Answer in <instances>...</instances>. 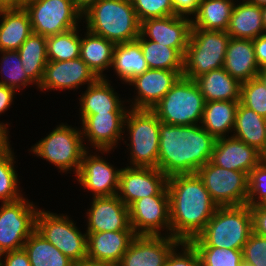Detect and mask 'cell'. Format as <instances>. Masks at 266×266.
<instances>
[{
    "label": "cell",
    "mask_w": 266,
    "mask_h": 266,
    "mask_svg": "<svg viewBox=\"0 0 266 266\" xmlns=\"http://www.w3.org/2000/svg\"><path fill=\"white\" fill-rule=\"evenodd\" d=\"M9 131H7L1 124H0V151L5 148L10 142L8 137Z\"/></svg>",
    "instance_id": "11a10c76"
},
{
    "label": "cell",
    "mask_w": 266,
    "mask_h": 266,
    "mask_svg": "<svg viewBox=\"0 0 266 266\" xmlns=\"http://www.w3.org/2000/svg\"><path fill=\"white\" fill-rule=\"evenodd\" d=\"M129 215L130 225L136 235L161 236V231L166 230L171 236L167 185L157 195L135 201L129 207Z\"/></svg>",
    "instance_id": "4fadbf2b"
},
{
    "label": "cell",
    "mask_w": 266,
    "mask_h": 266,
    "mask_svg": "<svg viewBox=\"0 0 266 266\" xmlns=\"http://www.w3.org/2000/svg\"><path fill=\"white\" fill-rule=\"evenodd\" d=\"M239 102L266 119V87L258 77L242 82Z\"/></svg>",
    "instance_id": "60d3db41"
},
{
    "label": "cell",
    "mask_w": 266,
    "mask_h": 266,
    "mask_svg": "<svg viewBox=\"0 0 266 266\" xmlns=\"http://www.w3.org/2000/svg\"><path fill=\"white\" fill-rule=\"evenodd\" d=\"M191 19L178 15L148 19L141 22L140 34L151 41L175 48L182 56L188 47Z\"/></svg>",
    "instance_id": "44dd1931"
},
{
    "label": "cell",
    "mask_w": 266,
    "mask_h": 266,
    "mask_svg": "<svg viewBox=\"0 0 266 266\" xmlns=\"http://www.w3.org/2000/svg\"><path fill=\"white\" fill-rule=\"evenodd\" d=\"M243 263L266 266V238L252 232L242 248Z\"/></svg>",
    "instance_id": "ee69618b"
},
{
    "label": "cell",
    "mask_w": 266,
    "mask_h": 266,
    "mask_svg": "<svg viewBox=\"0 0 266 266\" xmlns=\"http://www.w3.org/2000/svg\"><path fill=\"white\" fill-rule=\"evenodd\" d=\"M140 21L174 15L172 0H131Z\"/></svg>",
    "instance_id": "b9f144b4"
},
{
    "label": "cell",
    "mask_w": 266,
    "mask_h": 266,
    "mask_svg": "<svg viewBox=\"0 0 266 266\" xmlns=\"http://www.w3.org/2000/svg\"><path fill=\"white\" fill-rule=\"evenodd\" d=\"M252 4H256L259 7H264L266 6V0H247Z\"/></svg>",
    "instance_id": "6f0895ef"
},
{
    "label": "cell",
    "mask_w": 266,
    "mask_h": 266,
    "mask_svg": "<svg viewBox=\"0 0 266 266\" xmlns=\"http://www.w3.org/2000/svg\"><path fill=\"white\" fill-rule=\"evenodd\" d=\"M181 241L168 235H137L116 266H166L171 252Z\"/></svg>",
    "instance_id": "9a60e30c"
},
{
    "label": "cell",
    "mask_w": 266,
    "mask_h": 266,
    "mask_svg": "<svg viewBox=\"0 0 266 266\" xmlns=\"http://www.w3.org/2000/svg\"><path fill=\"white\" fill-rule=\"evenodd\" d=\"M74 266H114V265L104 261H97L85 258L79 262H76Z\"/></svg>",
    "instance_id": "db71d44e"
},
{
    "label": "cell",
    "mask_w": 266,
    "mask_h": 266,
    "mask_svg": "<svg viewBox=\"0 0 266 266\" xmlns=\"http://www.w3.org/2000/svg\"><path fill=\"white\" fill-rule=\"evenodd\" d=\"M115 43L86 29L81 38L80 58L98 78H106L103 71L112 66Z\"/></svg>",
    "instance_id": "4dcf8cb0"
},
{
    "label": "cell",
    "mask_w": 266,
    "mask_h": 266,
    "mask_svg": "<svg viewBox=\"0 0 266 266\" xmlns=\"http://www.w3.org/2000/svg\"><path fill=\"white\" fill-rule=\"evenodd\" d=\"M89 154V149L84 152L80 170L75 175L81 187L91 191L93 197L117 195L121 169L116 170L98 154Z\"/></svg>",
    "instance_id": "2e32d148"
},
{
    "label": "cell",
    "mask_w": 266,
    "mask_h": 266,
    "mask_svg": "<svg viewBox=\"0 0 266 266\" xmlns=\"http://www.w3.org/2000/svg\"><path fill=\"white\" fill-rule=\"evenodd\" d=\"M86 215V233L133 230L130 225L129 208L117 195L93 197Z\"/></svg>",
    "instance_id": "d6986e66"
},
{
    "label": "cell",
    "mask_w": 266,
    "mask_h": 266,
    "mask_svg": "<svg viewBox=\"0 0 266 266\" xmlns=\"http://www.w3.org/2000/svg\"><path fill=\"white\" fill-rule=\"evenodd\" d=\"M158 169L167 177L194 174L211 161L216 138L200 124L160 123Z\"/></svg>",
    "instance_id": "7a4b0ae2"
},
{
    "label": "cell",
    "mask_w": 266,
    "mask_h": 266,
    "mask_svg": "<svg viewBox=\"0 0 266 266\" xmlns=\"http://www.w3.org/2000/svg\"><path fill=\"white\" fill-rule=\"evenodd\" d=\"M24 4L30 2V1H33V0H21Z\"/></svg>",
    "instance_id": "91938a15"
},
{
    "label": "cell",
    "mask_w": 266,
    "mask_h": 266,
    "mask_svg": "<svg viewBox=\"0 0 266 266\" xmlns=\"http://www.w3.org/2000/svg\"><path fill=\"white\" fill-rule=\"evenodd\" d=\"M255 58L259 68H266V34L253 39Z\"/></svg>",
    "instance_id": "f907efd6"
},
{
    "label": "cell",
    "mask_w": 266,
    "mask_h": 266,
    "mask_svg": "<svg viewBox=\"0 0 266 266\" xmlns=\"http://www.w3.org/2000/svg\"><path fill=\"white\" fill-rule=\"evenodd\" d=\"M229 39L226 31L191 28L183 56L182 76L195 80L212 70L223 68Z\"/></svg>",
    "instance_id": "8992f818"
},
{
    "label": "cell",
    "mask_w": 266,
    "mask_h": 266,
    "mask_svg": "<svg viewBox=\"0 0 266 266\" xmlns=\"http://www.w3.org/2000/svg\"><path fill=\"white\" fill-rule=\"evenodd\" d=\"M238 105L239 101L205 102L202 128L216 139L227 137L226 134L234 129Z\"/></svg>",
    "instance_id": "f546056e"
},
{
    "label": "cell",
    "mask_w": 266,
    "mask_h": 266,
    "mask_svg": "<svg viewBox=\"0 0 266 266\" xmlns=\"http://www.w3.org/2000/svg\"><path fill=\"white\" fill-rule=\"evenodd\" d=\"M183 70L148 69L129 82L137 90L131 109L151 110L182 76Z\"/></svg>",
    "instance_id": "ffe728a7"
},
{
    "label": "cell",
    "mask_w": 266,
    "mask_h": 266,
    "mask_svg": "<svg viewBox=\"0 0 266 266\" xmlns=\"http://www.w3.org/2000/svg\"><path fill=\"white\" fill-rule=\"evenodd\" d=\"M167 190L171 236L181 242H190L204 230L218 206L197 173L168 177Z\"/></svg>",
    "instance_id": "6da1fadb"
},
{
    "label": "cell",
    "mask_w": 266,
    "mask_h": 266,
    "mask_svg": "<svg viewBox=\"0 0 266 266\" xmlns=\"http://www.w3.org/2000/svg\"><path fill=\"white\" fill-rule=\"evenodd\" d=\"M248 179L246 204L249 207L266 204V158L249 173Z\"/></svg>",
    "instance_id": "7bdbcfd3"
},
{
    "label": "cell",
    "mask_w": 266,
    "mask_h": 266,
    "mask_svg": "<svg viewBox=\"0 0 266 266\" xmlns=\"http://www.w3.org/2000/svg\"><path fill=\"white\" fill-rule=\"evenodd\" d=\"M111 67L126 84L149 69L136 40L115 45Z\"/></svg>",
    "instance_id": "d6a6232c"
},
{
    "label": "cell",
    "mask_w": 266,
    "mask_h": 266,
    "mask_svg": "<svg viewBox=\"0 0 266 266\" xmlns=\"http://www.w3.org/2000/svg\"><path fill=\"white\" fill-rule=\"evenodd\" d=\"M242 266H250V265H248V264H246V263H242Z\"/></svg>",
    "instance_id": "6125c7cd"
},
{
    "label": "cell",
    "mask_w": 266,
    "mask_h": 266,
    "mask_svg": "<svg viewBox=\"0 0 266 266\" xmlns=\"http://www.w3.org/2000/svg\"><path fill=\"white\" fill-rule=\"evenodd\" d=\"M0 51H17L32 34L29 15L24 8L0 10Z\"/></svg>",
    "instance_id": "484cf974"
},
{
    "label": "cell",
    "mask_w": 266,
    "mask_h": 266,
    "mask_svg": "<svg viewBox=\"0 0 266 266\" xmlns=\"http://www.w3.org/2000/svg\"><path fill=\"white\" fill-rule=\"evenodd\" d=\"M136 236L134 230L87 233V258L116 266Z\"/></svg>",
    "instance_id": "603a6c76"
},
{
    "label": "cell",
    "mask_w": 266,
    "mask_h": 266,
    "mask_svg": "<svg viewBox=\"0 0 266 266\" xmlns=\"http://www.w3.org/2000/svg\"><path fill=\"white\" fill-rule=\"evenodd\" d=\"M1 53V74L3 75L0 84L11 87L15 90L22 89L29 84H35L23 70L21 57L18 51H0Z\"/></svg>",
    "instance_id": "f35d334b"
},
{
    "label": "cell",
    "mask_w": 266,
    "mask_h": 266,
    "mask_svg": "<svg viewBox=\"0 0 266 266\" xmlns=\"http://www.w3.org/2000/svg\"><path fill=\"white\" fill-rule=\"evenodd\" d=\"M197 175L217 206H240L247 203V173L227 170L209 161L198 169Z\"/></svg>",
    "instance_id": "7c38bea8"
},
{
    "label": "cell",
    "mask_w": 266,
    "mask_h": 266,
    "mask_svg": "<svg viewBox=\"0 0 266 266\" xmlns=\"http://www.w3.org/2000/svg\"><path fill=\"white\" fill-rule=\"evenodd\" d=\"M2 254H3V253L0 252V266H1V264H2V259H1V258H3Z\"/></svg>",
    "instance_id": "94428289"
},
{
    "label": "cell",
    "mask_w": 266,
    "mask_h": 266,
    "mask_svg": "<svg viewBox=\"0 0 266 266\" xmlns=\"http://www.w3.org/2000/svg\"><path fill=\"white\" fill-rule=\"evenodd\" d=\"M200 0H172L174 15L189 17L195 15Z\"/></svg>",
    "instance_id": "c3c4849f"
},
{
    "label": "cell",
    "mask_w": 266,
    "mask_h": 266,
    "mask_svg": "<svg viewBox=\"0 0 266 266\" xmlns=\"http://www.w3.org/2000/svg\"><path fill=\"white\" fill-rule=\"evenodd\" d=\"M204 106L205 100L196 82L181 76L151 110L161 123L190 126L201 123Z\"/></svg>",
    "instance_id": "5b68a950"
},
{
    "label": "cell",
    "mask_w": 266,
    "mask_h": 266,
    "mask_svg": "<svg viewBox=\"0 0 266 266\" xmlns=\"http://www.w3.org/2000/svg\"><path fill=\"white\" fill-rule=\"evenodd\" d=\"M76 27L46 38L49 61H65L80 57L81 37Z\"/></svg>",
    "instance_id": "8d00e7d4"
},
{
    "label": "cell",
    "mask_w": 266,
    "mask_h": 266,
    "mask_svg": "<svg viewBox=\"0 0 266 266\" xmlns=\"http://www.w3.org/2000/svg\"><path fill=\"white\" fill-rule=\"evenodd\" d=\"M89 32L121 44L135 41L141 23L131 0H98L83 15Z\"/></svg>",
    "instance_id": "3957f363"
},
{
    "label": "cell",
    "mask_w": 266,
    "mask_h": 266,
    "mask_svg": "<svg viewBox=\"0 0 266 266\" xmlns=\"http://www.w3.org/2000/svg\"><path fill=\"white\" fill-rule=\"evenodd\" d=\"M253 232L250 207L218 206L204 230L190 243L193 247L242 250Z\"/></svg>",
    "instance_id": "277c9868"
},
{
    "label": "cell",
    "mask_w": 266,
    "mask_h": 266,
    "mask_svg": "<svg viewBox=\"0 0 266 266\" xmlns=\"http://www.w3.org/2000/svg\"><path fill=\"white\" fill-rule=\"evenodd\" d=\"M234 0H200L191 28L227 31Z\"/></svg>",
    "instance_id": "1f68e13d"
},
{
    "label": "cell",
    "mask_w": 266,
    "mask_h": 266,
    "mask_svg": "<svg viewBox=\"0 0 266 266\" xmlns=\"http://www.w3.org/2000/svg\"><path fill=\"white\" fill-rule=\"evenodd\" d=\"M167 179L158 168H121L117 196L129 208L141 198L157 195L167 185Z\"/></svg>",
    "instance_id": "5bb4252c"
},
{
    "label": "cell",
    "mask_w": 266,
    "mask_h": 266,
    "mask_svg": "<svg viewBox=\"0 0 266 266\" xmlns=\"http://www.w3.org/2000/svg\"><path fill=\"white\" fill-rule=\"evenodd\" d=\"M266 119L239 102L231 136L256 148L266 158Z\"/></svg>",
    "instance_id": "f1b7e54d"
},
{
    "label": "cell",
    "mask_w": 266,
    "mask_h": 266,
    "mask_svg": "<svg viewBox=\"0 0 266 266\" xmlns=\"http://www.w3.org/2000/svg\"><path fill=\"white\" fill-rule=\"evenodd\" d=\"M160 123L148 109H129L124 120L130 138V167L158 168Z\"/></svg>",
    "instance_id": "52a82bcc"
},
{
    "label": "cell",
    "mask_w": 266,
    "mask_h": 266,
    "mask_svg": "<svg viewBox=\"0 0 266 266\" xmlns=\"http://www.w3.org/2000/svg\"><path fill=\"white\" fill-rule=\"evenodd\" d=\"M67 215L38 210L36 231L72 261L87 258V233L75 226Z\"/></svg>",
    "instance_id": "9c48e42d"
},
{
    "label": "cell",
    "mask_w": 266,
    "mask_h": 266,
    "mask_svg": "<svg viewBox=\"0 0 266 266\" xmlns=\"http://www.w3.org/2000/svg\"><path fill=\"white\" fill-rule=\"evenodd\" d=\"M24 9L33 33L46 38L78 27L83 18L72 0H33L26 3Z\"/></svg>",
    "instance_id": "30bf717a"
},
{
    "label": "cell",
    "mask_w": 266,
    "mask_h": 266,
    "mask_svg": "<svg viewBox=\"0 0 266 266\" xmlns=\"http://www.w3.org/2000/svg\"><path fill=\"white\" fill-rule=\"evenodd\" d=\"M201 266H242V250L218 247H194Z\"/></svg>",
    "instance_id": "ab89813d"
},
{
    "label": "cell",
    "mask_w": 266,
    "mask_h": 266,
    "mask_svg": "<svg viewBox=\"0 0 266 266\" xmlns=\"http://www.w3.org/2000/svg\"><path fill=\"white\" fill-rule=\"evenodd\" d=\"M25 4L21 0H0V10L2 9H21Z\"/></svg>",
    "instance_id": "f5cc1de1"
},
{
    "label": "cell",
    "mask_w": 266,
    "mask_h": 266,
    "mask_svg": "<svg viewBox=\"0 0 266 266\" xmlns=\"http://www.w3.org/2000/svg\"><path fill=\"white\" fill-rule=\"evenodd\" d=\"M183 252L176 251L175 248L169 255L166 266H201L197 250L190 242L181 243Z\"/></svg>",
    "instance_id": "f6af8a7d"
},
{
    "label": "cell",
    "mask_w": 266,
    "mask_h": 266,
    "mask_svg": "<svg viewBox=\"0 0 266 266\" xmlns=\"http://www.w3.org/2000/svg\"><path fill=\"white\" fill-rule=\"evenodd\" d=\"M97 79L95 73L80 57L65 61L48 60L39 89L74 90L84 84H93Z\"/></svg>",
    "instance_id": "ac0fdd59"
},
{
    "label": "cell",
    "mask_w": 266,
    "mask_h": 266,
    "mask_svg": "<svg viewBox=\"0 0 266 266\" xmlns=\"http://www.w3.org/2000/svg\"><path fill=\"white\" fill-rule=\"evenodd\" d=\"M205 102L240 101L241 82L224 68L212 70L194 80Z\"/></svg>",
    "instance_id": "4316f807"
},
{
    "label": "cell",
    "mask_w": 266,
    "mask_h": 266,
    "mask_svg": "<svg viewBox=\"0 0 266 266\" xmlns=\"http://www.w3.org/2000/svg\"><path fill=\"white\" fill-rule=\"evenodd\" d=\"M82 136L96 152L108 153L123 139L126 113L81 114ZM124 130V131H123ZM85 136V138H84Z\"/></svg>",
    "instance_id": "e0dca14e"
},
{
    "label": "cell",
    "mask_w": 266,
    "mask_h": 266,
    "mask_svg": "<svg viewBox=\"0 0 266 266\" xmlns=\"http://www.w3.org/2000/svg\"><path fill=\"white\" fill-rule=\"evenodd\" d=\"M109 80L98 78L93 84L87 85L80 101V114L127 113L124 101L114 91Z\"/></svg>",
    "instance_id": "d4e9b609"
},
{
    "label": "cell",
    "mask_w": 266,
    "mask_h": 266,
    "mask_svg": "<svg viewBox=\"0 0 266 266\" xmlns=\"http://www.w3.org/2000/svg\"><path fill=\"white\" fill-rule=\"evenodd\" d=\"M98 0H72L75 8L83 15L90 9Z\"/></svg>",
    "instance_id": "816d5d0a"
},
{
    "label": "cell",
    "mask_w": 266,
    "mask_h": 266,
    "mask_svg": "<svg viewBox=\"0 0 266 266\" xmlns=\"http://www.w3.org/2000/svg\"><path fill=\"white\" fill-rule=\"evenodd\" d=\"M223 68L241 83L257 77L260 72L252 39L230 38Z\"/></svg>",
    "instance_id": "cb8c5ba5"
},
{
    "label": "cell",
    "mask_w": 266,
    "mask_h": 266,
    "mask_svg": "<svg viewBox=\"0 0 266 266\" xmlns=\"http://www.w3.org/2000/svg\"><path fill=\"white\" fill-rule=\"evenodd\" d=\"M149 69L183 70V56L175 49L144 38L136 39Z\"/></svg>",
    "instance_id": "d590c367"
},
{
    "label": "cell",
    "mask_w": 266,
    "mask_h": 266,
    "mask_svg": "<svg viewBox=\"0 0 266 266\" xmlns=\"http://www.w3.org/2000/svg\"><path fill=\"white\" fill-rule=\"evenodd\" d=\"M21 197L0 206V252L23 248L29 236L36 230L38 208Z\"/></svg>",
    "instance_id": "8fae6325"
},
{
    "label": "cell",
    "mask_w": 266,
    "mask_h": 266,
    "mask_svg": "<svg viewBox=\"0 0 266 266\" xmlns=\"http://www.w3.org/2000/svg\"><path fill=\"white\" fill-rule=\"evenodd\" d=\"M257 77L263 82L266 87V68H262L257 74Z\"/></svg>",
    "instance_id": "9f6ffc18"
},
{
    "label": "cell",
    "mask_w": 266,
    "mask_h": 266,
    "mask_svg": "<svg viewBox=\"0 0 266 266\" xmlns=\"http://www.w3.org/2000/svg\"><path fill=\"white\" fill-rule=\"evenodd\" d=\"M1 266H31L27 253L24 248L3 253Z\"/></svg>",
    "instance_id": "7dc6e473"
},
{
    "label": "cell",
    "mask_w": 266,
    "mask_h": 266,
    "mask_svg": "<svg viewBox=\"0 0 266 266\" xmlns=\"http://www.w3.org/2000/svg\"><path fill=\"white\" fill-rule=\"evenodd\" d=\"M15 93V89L0 84V114L4 113L12 105ZM0 124L8 131L7 123L0 122Z\"/></svg>",
    "instance_id": "681fc988"
},
{
    "label": "cell",
    "mask_w": 266,
    "mask_h": 266,
    "mask_svg": "<svg viewBox=\"0 0 266 266\" xmlns=\"http://www.w3.org/2000/svg\"><path fill=\"white\" fill-rule=\"evenodd\" d=\"M265 159L256 148L228 136L216 140L211 162L227 170L249 173Z\"/></svg>",
    "instance_id": "7402d4cb"
},
{
    "label": "cell",
    "mask_w": 266,
    "mask_h": 266,
    "mask_svg": "<svg viewBox=\"0 0 266 266\" xmlns=\"http://www.w3.org/2000/svg\"><path fill=\"white\" fill-rule=\"evenodd\" d=\"M262 9V15H263V24H264V29L266 31V6L261 7Z\"/></svg>",
    "instance_id": "680465c9"
},
{
    "label": "cell",
    "mask_w": 266,
    "mask_h": 266,
    "mask_svg": "<svg viewBox=\"0 0 266 266\" xmlns=\"http://www.w3.org/2000/svg\"><path fill=\"white\" fill-rule=\"evenodd\" d=\"M253 232L266 238V204L250 207Z\"/></svg>",
    "instance_id": "bcb514c9"
},
{
    "label": "cell",
    "mask_w": 266,
    "mask_h": 266,
    "mask_svg": "<svg viewBox=\"0 0 266 266\" xmlns=\"http://www.w3.org/2000/svg\"><path fill=\"white\" fill-rule=\"evenodd\" d=\"M27 76L39 87L48 62L46 37L33 33L17 50Z\"/></svg>",
    "instance_id": "836d02e7"
},
{
    "label": "cell",
    "mask_w": 266,
    "mask_h": 266,
    "mask_svg": "<svg viewBox=\"0 0 266 266\" xmlns=\"http://www.w3.org/2000/svg\"><path fill=\"white\" fill-rule=\"evenodd\" d=\"M14 153L10 143L0 151V200L12 202L23 197L19 192L18 174L15 171ZM18 188V189H17Z\"/></svg>",
    "instance_id": "74e56055"
},
{
    "label": "cell",
    "mask_w": 266,
    "mask_h": 266,
    "mask_svg": "<svg viewBox=\"0 0 266 266\" xmlns=\"http://www.w3.org/2000/svg\"><path fill=\"white\" fill-rule=\"evenodd\" d=\"M81 128L79 130L63 123L52 130L45 138L31 147V152L55 165L61 172L71 171L77 175L83 154L88 150L83 144Z\"/></svg>",
    "instance_id": "ba28073f"
},
{
    "label": "cell",
    "mask_w": 266,
    "mask_h": 266,
    "mask_svg": "<svg viewBox=\"0 0 266 266\" xmlns=\"http://www.w3.org/2000/svg\"><path fill=\"white\" fill-rule=\"evenodd\" d=\"M226 32L230 38L252 40L266 34L261 7L247 0H242L239 5L234 4Z\"/></svg>",
    "instance_id": "83f0119b"
},
{
    "label": "cell",
    "mask_w": 266,
    "mask_h": 266,
    "mask_svg": "<svg viewBox=\"0 0 266 266\" xmlns=\"http://www.w3.org/2000/svg\"><path fill=\"white\" fill-rule=\"evenodd\" d=\"M31 266H74L75 262L65 256L36 230L23 246Z\"/></svg>",
    "instance_id": "e575fe53"
}]
</instances>
